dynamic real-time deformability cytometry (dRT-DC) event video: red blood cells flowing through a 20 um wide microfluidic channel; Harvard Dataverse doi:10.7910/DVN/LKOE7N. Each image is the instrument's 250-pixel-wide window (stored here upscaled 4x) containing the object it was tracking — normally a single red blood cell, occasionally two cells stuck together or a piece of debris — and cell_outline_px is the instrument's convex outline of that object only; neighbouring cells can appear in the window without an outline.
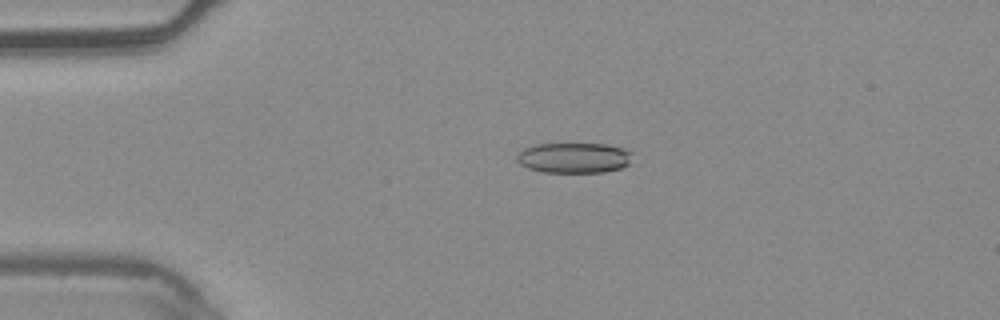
{"species": "common noctule bat (a hibernating species)", "species_latin": "Nyctalus noctula", "temperature_condition": "warm", "stored_images_in_passage": 4, "camera_frame_rate_fps": 3000, "um_per_image_px": 0.085, "animal": {"sex": "male", "body_mass_g": 20.4}, "frame": {"image": 1, "passage_image": 3, "time_ms": 0.667, "image_size_px": [1000, 320], "cell_outline_px": [[636, 152], [628, 164], [620, 168], [604, 172], [544, 172], [528, 168], [520, 164], [516, 160], [516, 156], [524, 148], [536, 144], [604, 144], [624, 148]], "centroid_in_image_um": [48.83, 13.41], "position_along_channel_um": 36.2, "area_um2": 20.58}}